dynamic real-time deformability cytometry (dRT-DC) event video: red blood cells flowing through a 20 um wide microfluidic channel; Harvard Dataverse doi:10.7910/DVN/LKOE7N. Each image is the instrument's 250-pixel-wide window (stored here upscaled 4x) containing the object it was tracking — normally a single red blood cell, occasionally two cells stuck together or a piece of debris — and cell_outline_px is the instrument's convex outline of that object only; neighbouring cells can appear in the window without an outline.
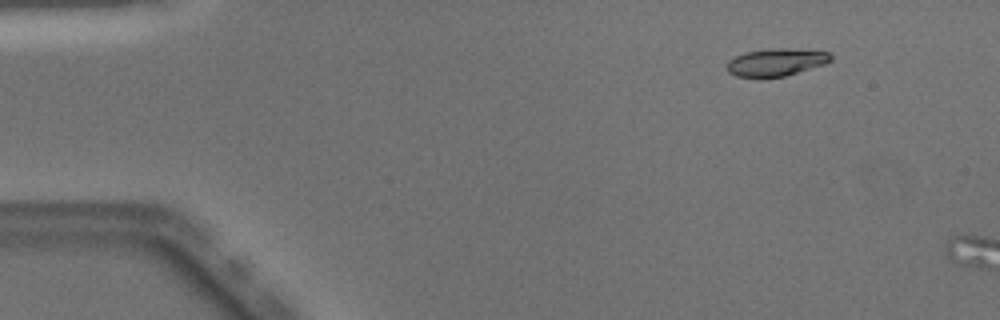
{"species": "Egyptian fruit bat (a non-hibernating species)", "species_latin": "Rousettus aegyptiacus", "temperature_condition": "warm", "stored_images_in_passage": 5, "segment_of_instrument_passage": [1, 2], "camera_frame_rate_fps": 3000, "um_per_image_px": 0.085, "animal": {"sex": "male"}, "frame": {"image": 1, "passage_image": 3, "time_ms": 0.667, "image_size_px": [1000, 320], "cell_outline_px": [[832, 60], [824, 64], [784, 76], [736, 76], [728, 72], [728, 60], [744, 52], [768, 48], [788, 48], [832, 52]], "centroid_in_image_um": [66.0, 5.25], "position_along_channel_um": 19.0, "area_um2": 16.47}}